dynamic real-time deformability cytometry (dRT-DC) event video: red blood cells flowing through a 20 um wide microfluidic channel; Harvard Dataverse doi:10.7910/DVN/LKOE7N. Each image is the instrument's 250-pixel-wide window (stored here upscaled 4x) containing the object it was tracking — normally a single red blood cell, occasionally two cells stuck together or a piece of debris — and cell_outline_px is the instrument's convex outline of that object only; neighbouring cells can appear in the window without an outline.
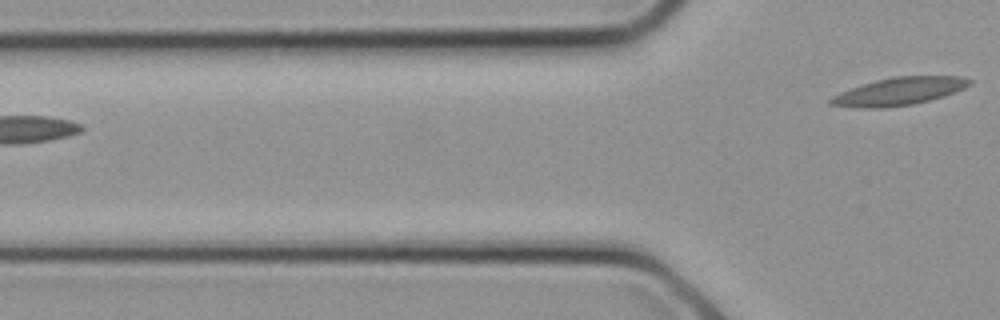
{"species": "common noctule bat (a hibernating species)", "species_latin": "Nyctalus noctula", "temperature_condition": "cold", "stored_images_in_passage": 10, "segment_of_instrument_passage": [2, 2], "camera_frame_rate_fps": 3000, "um_per_image_px": 0.085, "animal": {"sex": "female", "body_mass_g": 21.9}, "frame": {"image": 1, "passage_image": 10, "time_ms": 3.0, "image_size_px": [1000, 320], "cell_outline_px": [[972, 84], [964, 88], [944, 96], [912, 104], [884, 108], [860, 108], [828, 104], [824, 100], [840, 92], [876, 80], [896, 76], [960, 76], [972, 80]], "centroid_in_image_um": [76.39, 7.77], "position_along_channel_um": 49.4, "area_um2": 22.37}}